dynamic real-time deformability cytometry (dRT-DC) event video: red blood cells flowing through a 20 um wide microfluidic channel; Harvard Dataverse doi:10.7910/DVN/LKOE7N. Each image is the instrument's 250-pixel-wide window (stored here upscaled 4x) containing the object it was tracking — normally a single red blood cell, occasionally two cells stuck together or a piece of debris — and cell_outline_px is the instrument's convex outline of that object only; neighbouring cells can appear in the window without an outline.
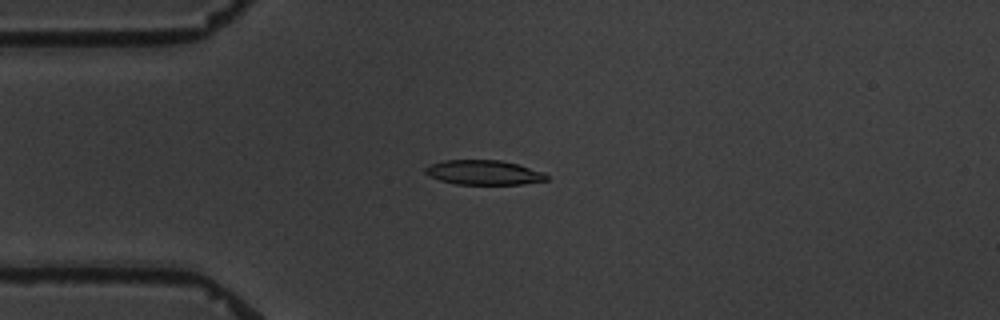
{"species": "common noctule bat (a hibernating species)", "species_latin": "Nyctalus noctula", "temperature_condition": "warm", "stored_images_in_passage": 11, "camera_frame_rate_fps": 3000, "um_per_image_px": 0.085, "animal": {"sex": "male", "body_mass_g": 19.5, "forearm_length_mm": 54.6}, "frame": {"image": 1, "passage_image": 4, "time_ms": 4.333, "image_size_px": [1000, 320], "cell_outline_px": [[548, 180], [520, 184], [456, 184], [440, 180], [424, 172], [424, 168], [432, 164], [444, 160], [500, 160], [516, 164], [544, 172], [548, 176]], "centroid_in_image_um": [41.13, 14.66], "position_along_channel_um": 43.9, "area_um2": 17.17}}
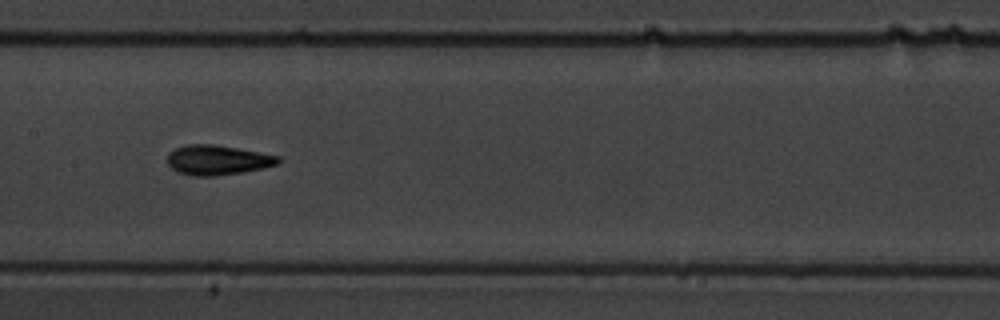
{"frame": {"image": 2, "passage_image": 8, "time_ms": 9.0, "image_size_px": [1000, 320], "cell_outline_px": [[280, 160], [276, 164], [264, 168], [216, 176], [192, 176], [176, 172], [168, 164], [168, 152], [176, 148], [188, 144], [212, 144], [236, 148], [280, 156]], "centroid_in_image_um": [18.45, 13.61], "position_along_channel_um": 188.9, "area_um2": 19.13}}
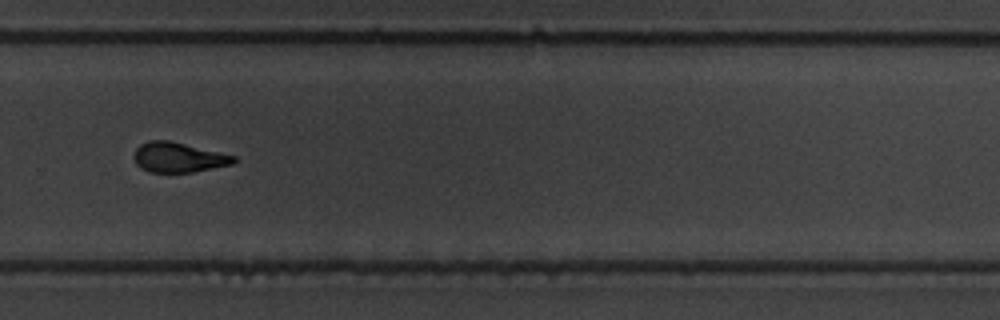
{"frame": {"image": 3, "passage_image": 11, "time_ms": 12.667, "image_size_px": [1000, 320], "cell_outline_px": [[236, 160], [232, 164], [192, 172], [148, 172], [140, 168], [136, 164], [132, 156], [136, 148], [140, 144], [148, 140], [168, 140], [220, 152], [236, 156]], "centroid_in_image_um": [15.11, 13.37], "position_along_channel_um": 314.7, "area_um2": 17.46}}